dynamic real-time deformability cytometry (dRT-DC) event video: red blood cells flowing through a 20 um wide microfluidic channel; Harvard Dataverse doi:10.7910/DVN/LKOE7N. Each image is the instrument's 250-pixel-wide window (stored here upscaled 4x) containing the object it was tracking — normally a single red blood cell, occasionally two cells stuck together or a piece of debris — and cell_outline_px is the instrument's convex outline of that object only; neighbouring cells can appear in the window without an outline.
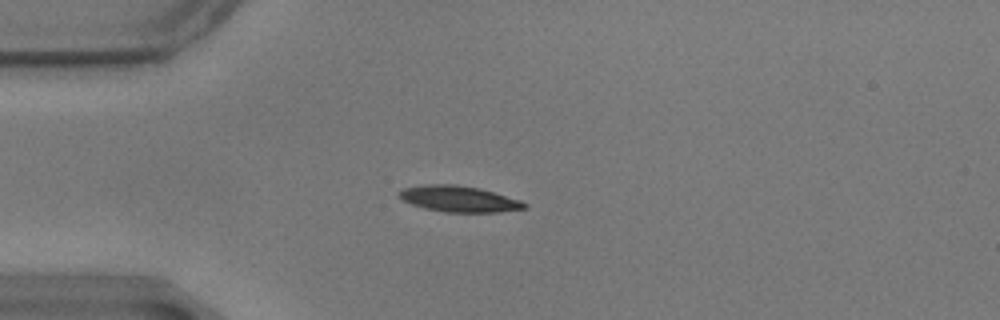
{"species": "common noctule bat (a hibernating species)", "species_latin": "Nyctalus noctula", "temperature_condition": "warm", "stored_images_in_passage": 22, "camera_frame_rate_fps": 3000, "um_per_image_px": 0.085, "animal": {"sex": "male", "body_mass_g": 17.9}, "frame": {"image": 1, "passage_image": 15, "time_ms": 4.667, "image_size_px": [1000, 320], "cell_outline_px": [[528, 208], [500, 212], [444, 212], [424, 208], [412, 204], [396, 196], [396, 192], [404, 188], [424, 184], [456, 184], [480, 188], [520, 200], [528, 204]], "centroid_in_image_um": [39.0, 16.9], "position_along_channel_um": 46.0, "area_um2": 19.19}}